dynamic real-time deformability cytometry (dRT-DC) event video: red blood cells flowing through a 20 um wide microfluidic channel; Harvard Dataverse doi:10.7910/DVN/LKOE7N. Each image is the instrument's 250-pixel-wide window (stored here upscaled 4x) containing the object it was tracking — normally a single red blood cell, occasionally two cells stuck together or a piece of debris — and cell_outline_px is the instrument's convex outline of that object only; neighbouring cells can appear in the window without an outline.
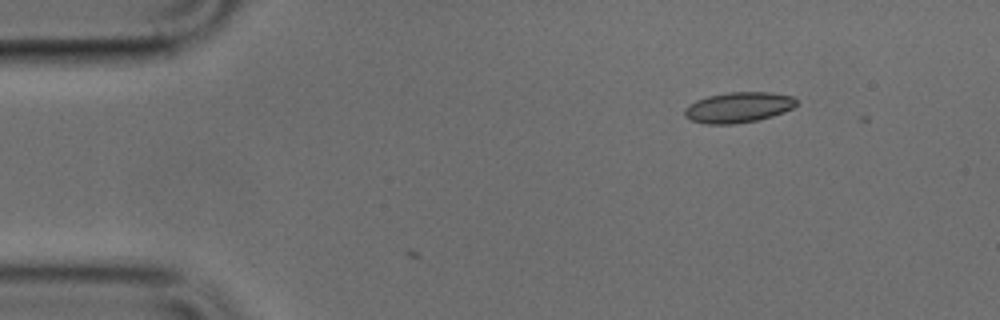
{"species": "common noctule bat (a hibernating species)", "species_latin": "Nyctalus noctula", "temperature_condition": "cold", "stored_images_in_passage": 2, "camera_frame_rate_fps": 3000, "um_per_image_px": 0.085, "animal": {"sex": "male", "body_mass_g": 17.9, "forearm_length_mm": 54.2}, "frame": {"image": 1, "passage_image": 2, "time_ms": 0.333, "image_size_px": [1000, 320], "cell_outline_px": [[796, 104], [792, 108], [784, 112], [772, 116], [756, 120], [732, 124], [704, 124], [692, 120], [684, 116], [684, 108], [688, 104], [696, 100], [708, 96], [728, 92], [772, 92], [792, 96], [796, 100]], "centroid_in_image_um": [62.73, 9.12], "position_along_channel_um": 22.3, "area_um2": 19.88}}